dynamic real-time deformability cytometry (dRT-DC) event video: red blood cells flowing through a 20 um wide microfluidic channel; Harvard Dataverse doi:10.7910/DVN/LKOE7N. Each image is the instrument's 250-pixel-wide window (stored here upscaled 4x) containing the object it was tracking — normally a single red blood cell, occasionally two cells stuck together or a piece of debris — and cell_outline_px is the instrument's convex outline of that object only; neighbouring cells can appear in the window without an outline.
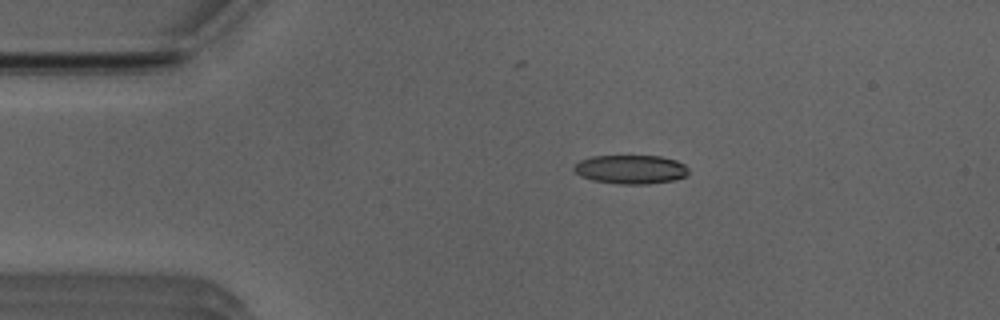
{"species": "Egyptian fruit bat (a non-hibernating species)", "species_latin": "Rousettus aegyptiacus", "temperature_condition": "room temperature", "stored_images_in_passage": 51, "camera_frame_rate_fps": 3000, "um_per_image_px": 0.085, "animal": {"sex": "male"}, "frame": {"image": 1, "passage_image": 9, "time_ms": 2.667, "image_size_px": [1000, 320], "cell_outline_px": [[688, 176], [672, 180], [648, 184], [620, 184], [592, 180], [580, 176], [572, 168], [580, 160], [592, 156], [660, 156], [676, 160], [684, 164], [688, 168]], "centroid_in_image_um": [53.62, 14.4], "position_along_channel_um": 31.4, "area_um2": 19.31}}
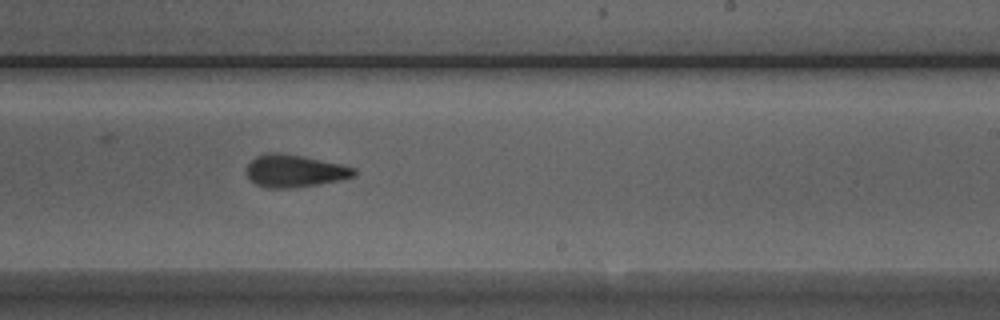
{"frame": {"image": 2, "passage_image": 30, "time_ms": 9.667, "image_size_px": [1000, 320], "cell_outline_px": [[356, 172], [352, 176], [340, 180], [292, 188], [264, 188], [256, 184], [248, 176], [248, 164], [256, 156], [268, 152], [280, 152], [340, 164], [356, 168]], "centroid_in_image_um": [25.02, 14.53], "position_along_channel_um": 264.0, "area_um2": 20.0}}
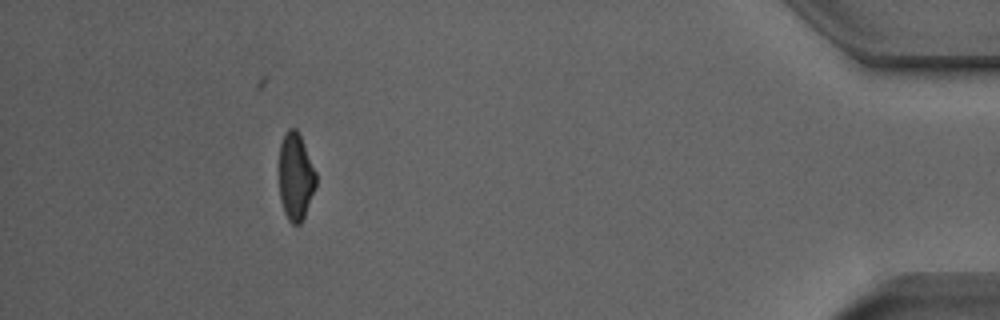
{"frame": {"image": 3, "passage_image": 46, "time_ms": 15.0, "image_size_px": [1000, 320], "cell_outline_px": [[316, 184], [304, 216], [300, 224], [292, 224], [288, 220], [284, 212], [280, 200], [280, 144], [284, 132], [288, 128], [296, 128], [300, 136], [316, 172]], "centroid_in_image_um": [25.12, 15.0], "position_along_channel_um": 410.1, "area_um2": 18.5}, "authors_computed_cell_mechanics": {"area_um2": 20.1144, "velocity_mm_per_s": 3.934, "shape_relaxation_time_tau1_ms": 4.244, "shape_relaxation_time_tau2_ms": 2.7702, "deformation_change_tau1": 0.1387, "deformation_change_tau2": 0.1128}}